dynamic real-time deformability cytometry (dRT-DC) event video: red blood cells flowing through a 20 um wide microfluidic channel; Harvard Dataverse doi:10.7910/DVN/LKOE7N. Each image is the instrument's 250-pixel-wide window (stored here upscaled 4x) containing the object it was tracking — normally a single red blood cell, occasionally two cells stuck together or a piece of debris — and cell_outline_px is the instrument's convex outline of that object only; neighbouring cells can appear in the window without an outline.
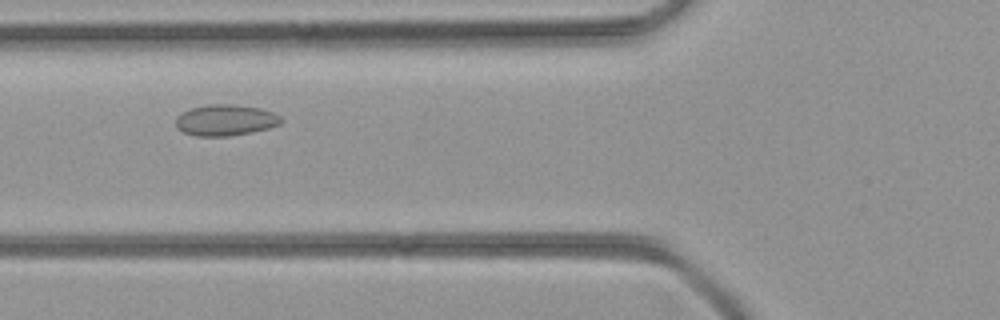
{"species": "common noctule bat (a hibernating species)", "species_latin": "Nyctalus noctula", "temperature_condition": "room temperature", "stored_images_in_passage": 38, "camera_frame_rate_fps": 3000, "um_per_image_px": 0.085, "animal": {"sex": "female", "body_mass_g": 21.9}, "frame": {"image": 1, "passage_image": 11, "time_ms": 3.333, "image_size_px": [1000, 320], "cell_outline_px": [[284, 120], [280, 124], [268, 128], [252, 132], [228, 136], [196, 136], [184, 132], [176, 124], [176, 116], [192, 108], [208, 104], [232, 104], [260, 108], [272, 112], [280, 116]], "centroid_in_image_um": [19.2, 10.21], "position_along_channel_um": 106.6, "area_um2": 18.96}}
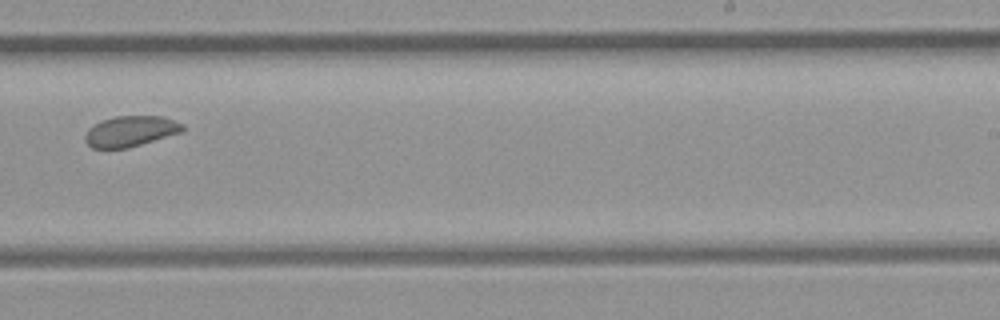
{"frame": {"image": 2, "passage_image": 22, "time_ms": 7.0, "image_size_px": [1000, 320], "cell_outline_px": [[184, 132], [128, 148], [92, 148], [84, 140], [84, 136], [88, 128], [104, 120], [116, 116], [164, 116], [184, 124]], "centroid_in_image_um": [11.14, 11.16], "position_along_channel_um": 277.9, "area_um2": 17.51}}
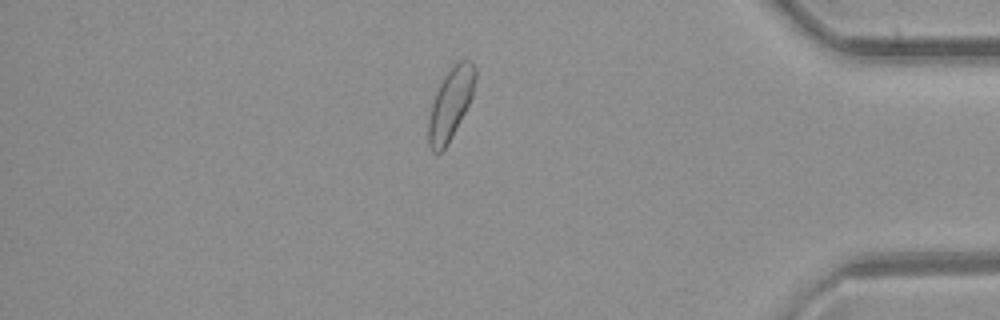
{"frame": {"image": 3, "passage_image": 32, "time_ms": 10.333, "image_size_px": [1000, 320], "cell_outline_px": [[476, 76], [472, 96], [448, 144], [440, 152], [432, 152], [428, 144], [428, 120], [432, 104], [436, 92], [444, 76], [452, 64], [460, 60], [472, 60], [476, 68]], "centroid_in_image_um": [38.29, 8.79], "position_along_channel_um": 396.9, "area_um2": 19.31}}